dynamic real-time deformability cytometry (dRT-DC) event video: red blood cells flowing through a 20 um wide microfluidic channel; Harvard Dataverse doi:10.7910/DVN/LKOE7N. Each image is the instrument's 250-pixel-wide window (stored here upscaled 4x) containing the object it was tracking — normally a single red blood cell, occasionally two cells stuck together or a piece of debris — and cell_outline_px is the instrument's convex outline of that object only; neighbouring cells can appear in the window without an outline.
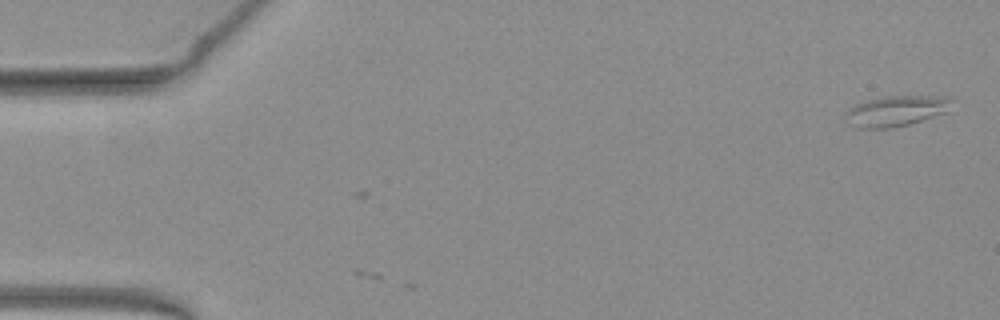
{"species": "common noctule bat (a hibernating species)", "species_latin": "Nyctalus noctula", "temperature_condition": "warm", "stored_images_in_passage": 2, "camera_frame_rate_fps": 3000, "um_per_image_px": 0.085, "animal": {"sex": "female", "body_mass_g": 19.3, "forearm_length_mm": 54.1}, "frame": {"image": 1, "passage_image": 2, "time_ms": 0.333, "image_size_px": [1000, 320], "cell_outline_px": [[956, 100], [948, 112], [908, 124], [888, 128], [856, 128], [848, 124], [844, 120], [844, 116], [848, 108], [864, 100], [880, 96], [952, 96]], "centroid_in_image_um": [76.18, 9.41], "position_along_channel_um": 8.8, "area_um2": 19.48}}